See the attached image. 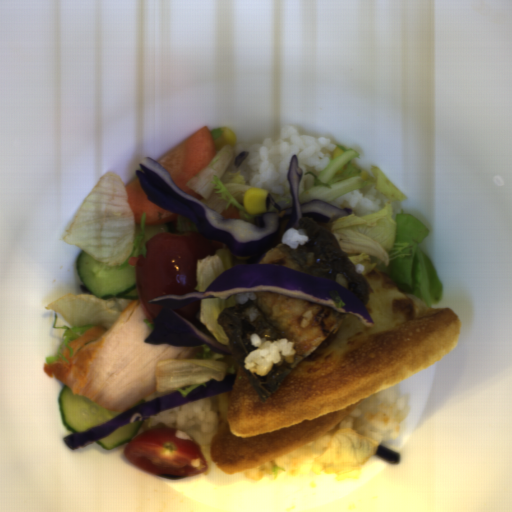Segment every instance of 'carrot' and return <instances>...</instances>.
<instances>
[{
  "mask_svg": "<svg viewBox=\"0 0 512 512\" xmlns=\"http://www.w3.org/2000/svg\"><path fill=\"white\" fill-rule=\"evenodd\" d=\"M137 260H138V257H129L127 264H129V266L136 267Z\"/></svg>",
  "mask_w": 512,
  "mask_h": 512,
  "instance_id": "07d2c1c8",
  "label": "carrot"
},
{
  "mask_svg": "<svg viewBox=\"0 0 512 512\" xmlns=\"http://www.w3.org/2000/svg\"><path fill=\"white\" fill-rule=\"evenodd\" d=\"M220 215L225 220L228 218H232V219H240L241 218L238 208H236L235 206H232V205H230L226 210L221 212Z\"/></svg>",
  "mask_w": 512,
  "mask_h": 512,
  "instance_id": "1c9b5961",
  "label": "carrot"
},
{
  "mask_svg": "<svg viewBox=\"0 0 512 512\" xmlns=\"http://www.w3.org/2000/svg\"><path fill=\"white\" fill-rule=\"evenodd\" d=\"M124 188L127 203L133 211L137 225H142V216L145 214V225L147 226L172 222L175 228L178 227L177 218L179 214L166 211L159 205L150 201L146 192L141 188L139 177L124 186Z\"/></svg>",
  "mask_w": 512,
  "mask_h": 512,
  "instance_id": "cead05ca",
  "label": "carrot"
},
{
  "mask_svg": "<svg viewBox=\"0 0 512 512\" xmlns=\"http://www.w3.org/2000/svg\"><path fill=\"white\" fill-rule=\"evenodd\" d=\"M216 151L211 131L203 126L156 162L165 168L180 189L201 202L204 198L187 183L214 158Z\"/></svg>",
  "mask_w": 512,
  "mask_h": 512,
  "instance_id": "b8716197",
  "label": "carrot"
}]
</instances>
